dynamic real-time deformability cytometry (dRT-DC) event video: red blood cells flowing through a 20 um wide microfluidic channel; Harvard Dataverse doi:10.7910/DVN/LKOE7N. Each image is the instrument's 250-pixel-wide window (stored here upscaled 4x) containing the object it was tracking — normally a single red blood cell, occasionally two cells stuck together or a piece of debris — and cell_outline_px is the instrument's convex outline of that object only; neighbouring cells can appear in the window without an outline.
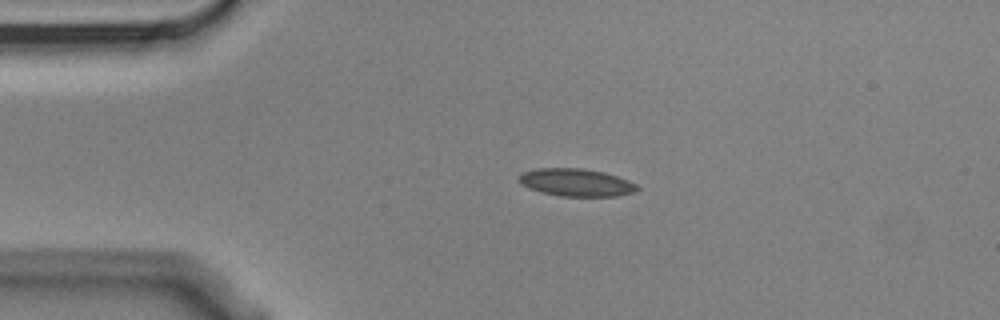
{"species": "Egyptian fruit bat (a non-hibernating species)", "species_latin": "Rousettus aegyptiacus", "temperature_condition": "cold", "stored_images_in_passage": 3, "camera_frame_rate_fps": 3000, "um_per_image_px": 0.085, "animal": {"sex": "male"}, "frame": {"image": 1, "passage_image": 1, "time_ms": 0.0, "image_size_px": [1000, 320], "cell_outline_px": [[640, 188], [636, 192], [616, 196], [560, 196], [544, 192], [520, 184], [520, 176], [524, 172], [536, 168], [584, 168], [604, 172], [628, 180], [636, 184]], "centroid_in_image_um": [49.03, 15.5], "position_along_channel_um": 36.0, "area_um2": 18.84}}
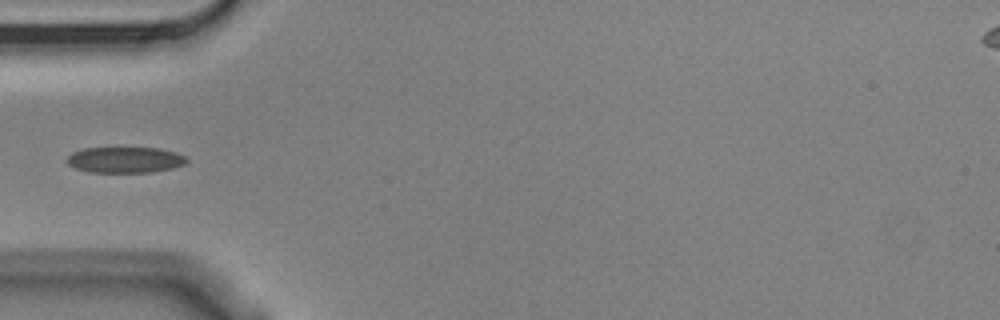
{"frame": {"image": 2, "passage_image": 3, "time_ms": 0.667, "image_size_px": [1000, 320], "cell_outline_px": [[188, 160], [184, 164], [172, 168], [152, 172], [88, 172], [76, 168], [68, 164], [64, 160], [72, 152], [84, 148], [116, 144], [160, 148], [176, 152], [184, 156]], "centroid_in_image_um": [10.58, 13.52], "position_along_channel_um": 74.4, "area_um2": 19.19}}